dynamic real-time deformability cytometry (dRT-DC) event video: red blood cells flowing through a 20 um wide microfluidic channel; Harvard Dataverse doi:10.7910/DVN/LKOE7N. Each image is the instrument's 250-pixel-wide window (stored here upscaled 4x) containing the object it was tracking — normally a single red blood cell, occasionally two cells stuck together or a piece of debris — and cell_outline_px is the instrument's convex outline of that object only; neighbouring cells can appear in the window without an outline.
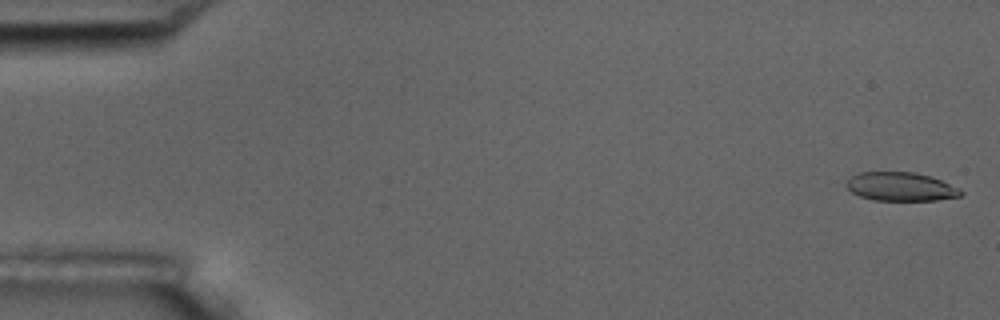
{"species": "common noctule bat (a hibernating species)", "species_latin": "Nyctalus noctula", "temperature_condition": "room temperature", "stored_images_in_passage": 3, "camera_frame_rate_fps": 3000, "um_per_image_px": 0.085, "animal": {"sex": "male", "body_mass_g": 17.5, "forearm_length_mm": 52.3}, "frame": {"image": 1, "passage_image": 1, "time_ms": 0.0, "image_size_px": [1000, 320], "cell_outline_px": [[964, 192], [960, 196], [936, 200], [872, 200], [860, 196], [852, 192], [844, 184], [852, 176], [860, 172], [912, 172], [928, 176], [940, 180], [960, 188]], "centroid_in_image_um": [76.55, 15.87], "position_along_channel_um": 8.4, "area_um2": 18.96}}